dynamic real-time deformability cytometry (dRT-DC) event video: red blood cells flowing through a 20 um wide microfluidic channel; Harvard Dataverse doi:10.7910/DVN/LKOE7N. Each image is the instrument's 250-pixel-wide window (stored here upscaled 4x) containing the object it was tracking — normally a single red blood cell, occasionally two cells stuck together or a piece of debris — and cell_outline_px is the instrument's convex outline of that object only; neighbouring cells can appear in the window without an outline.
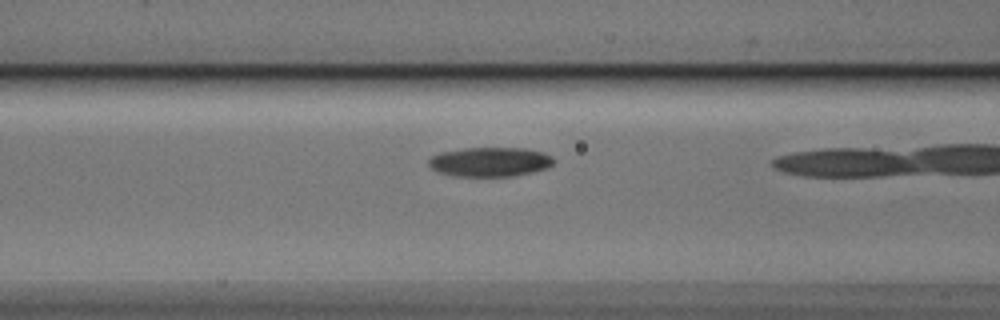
{"species": "Egyptian fruit bat (a non-hibernating species)", "species_latin": "Rousettus aegyptiacus", "temperature_condition": "cold", "stored_images_in_passage": 32, "camera_frame_rate_fps": 3000, "um_per_image_px": 0.085, "animal": {"sex": "male"}, "frame": {"image": 1, "passage_image": 9, "time_ms": 2.667, "image_size_px": [1000, 320], "cell_outline_px": [[556, 160], [548, 168], [532, 172], [512, 176], [452, 176], [440, 172], [432, 168], [428, 164], [428, 160], [432, 156], [440, 152], [464, 148], [524, 148], [544, 152], [552, 156]], "centroid_in_image_um": [41.67, 13.75], "position_along_channel_um": 124.9, "area_um2": 21.5}}
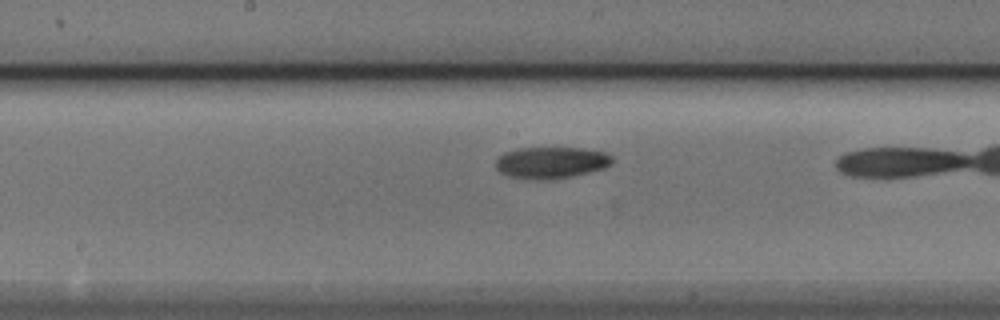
{"frame": {"image": 2, "passage_image": 15, "time_ms": 4.667, "image_size_px": [1000, 320], "cell_outline_px": [[612, 164], [604, 168], [572, 176], [540, 180], [508, 176], [500, 172], [496, 168], [496, 156], [504, 152], [516, 148], [580, 148], [604, 152], [612, 156]], "centroid_in_image_um": [46.81, 13.81], "position_along_channel_um": 201.4, "area_um2": 21.39}}
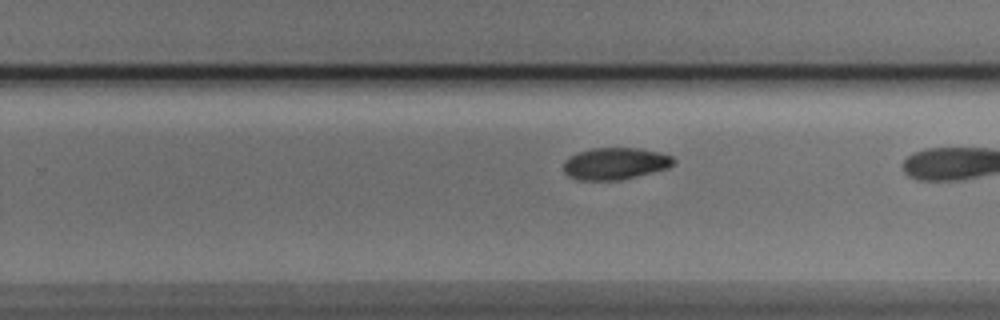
{"frame": {"image": 3, "passage_image": 21, "time_ms": 6.667, "image_size_px": [1000, 320], "cell_outline_px": [[676, 164], [668, 168], [620, 180], [580, 180], [568, 176], [564, 172], [564, 160], [568, 156], [592, 148], [640, 148], [660, 152], [672, 156], [676, 160]], "centroid_in_image_um": [52.31, 13.9], "position_along_channel_um": 277.5, "area_um2": 20.58}, "authors_computed_cell_mechanics": {"area_um2": 21.1548, "velocity_mm_per_s": 3.8212, "shape_relaxation_time_tau1_ms": 6.5172, "shape_relaxation_time_tau2_ms": 3.4947, "deformation_change_tau1": 0.12, "deformation_change_tau2": 0.0599}}